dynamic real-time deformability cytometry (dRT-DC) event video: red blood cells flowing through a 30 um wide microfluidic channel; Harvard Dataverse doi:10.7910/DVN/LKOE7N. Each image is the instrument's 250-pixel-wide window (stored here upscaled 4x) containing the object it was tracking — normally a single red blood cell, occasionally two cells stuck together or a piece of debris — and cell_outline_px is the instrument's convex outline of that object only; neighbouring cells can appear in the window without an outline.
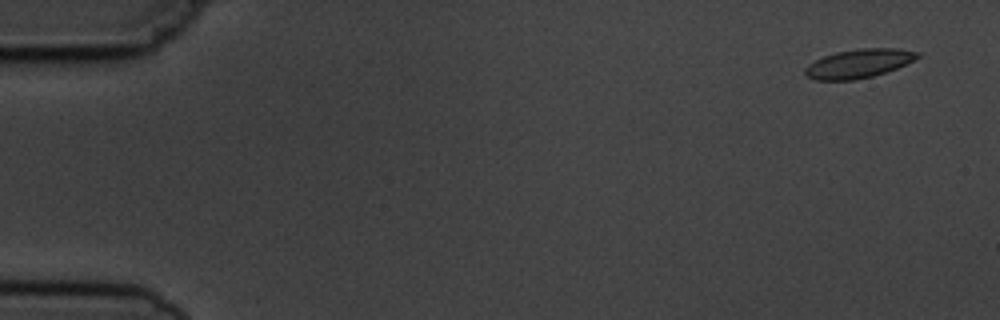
{"species": "common noctule bat (a hibernating species)", "species_latin": "Nyctalus noctula", "temperature_condition": "cold", "stored_images_in_passage": 6, "camera_frame_rate_fps": 3000, "um_per_image_px": 0.085, "animal": {"sex": "male", "body_mass_g": 19.5, "forearm_length_mm": 54.6}, "frame": {"image": 1, "passage_image": 1, "time_ms": 0.0, "image_size_px": [1000, 320], "cell_outline_px": [[920, 56], [896, 68], [872, 76], [856, 80], [816, 80], [808, 76], [804, 72], [804, 68], [808, 64], [824, 56], [836, 52], [860, 48], [896, 48], [920, 52]], "centroid_in_image_um": [72.97, 5.39], "position_along_channel_um": 12.0, "area_um2": 18.67}}
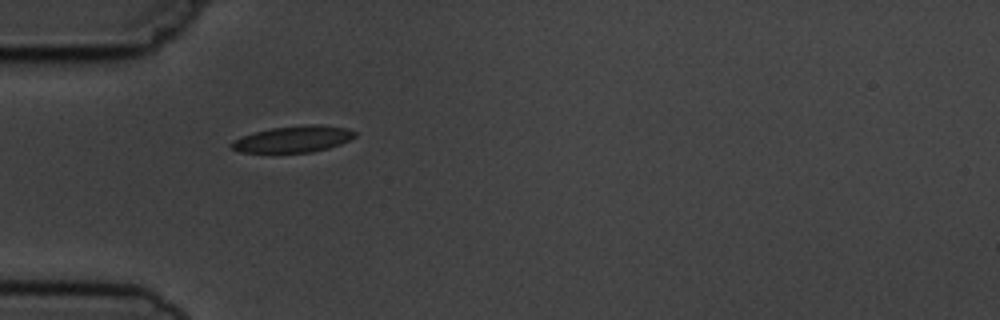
{"frame": {"image": 2, "passage_image": 5, "time_ms": 4.667, "image_size_px": [1000, 320], "cell_outline_px": [[356, 136], [340, 144], [328, 148], [312, 152], [240, 152], [232, 148], [228, 144], [232, 140], [256, 132], [272, 128], [308, 124], [320, 124], [348, 128], [356, 132]], "centroid_in_image_um": [24.95, 11.82], "position_along_channel_um": 60.1, "area_um2": 18.9}}
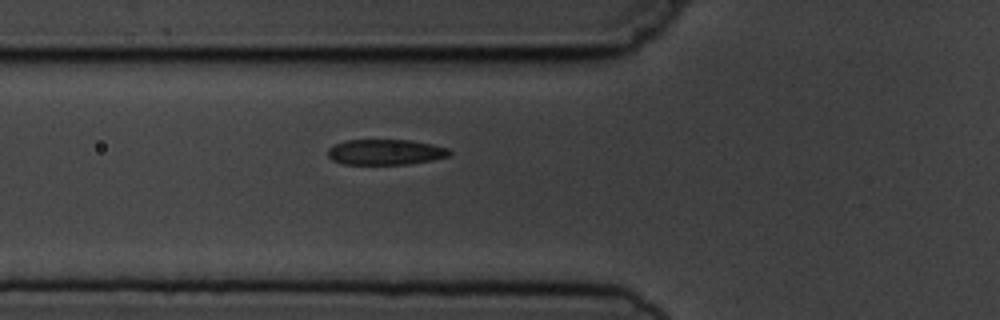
{"frame": {"image": 3, "passage_image": 6, "time_ms": 5.667, "image_size_px": [1000, 320], "cell_outline_px": [[452, 152], [448, 156], [432, 160], [408, 164], [340, 164], [332, 160], [328, 156], [328, 148], [344, 140], [408, 140], [432, 144], [448, 148]], "centroid_in_image_um": [32.75, 12.93], "position_along_channel_um": 93.1, "area_um2": 18.09}}